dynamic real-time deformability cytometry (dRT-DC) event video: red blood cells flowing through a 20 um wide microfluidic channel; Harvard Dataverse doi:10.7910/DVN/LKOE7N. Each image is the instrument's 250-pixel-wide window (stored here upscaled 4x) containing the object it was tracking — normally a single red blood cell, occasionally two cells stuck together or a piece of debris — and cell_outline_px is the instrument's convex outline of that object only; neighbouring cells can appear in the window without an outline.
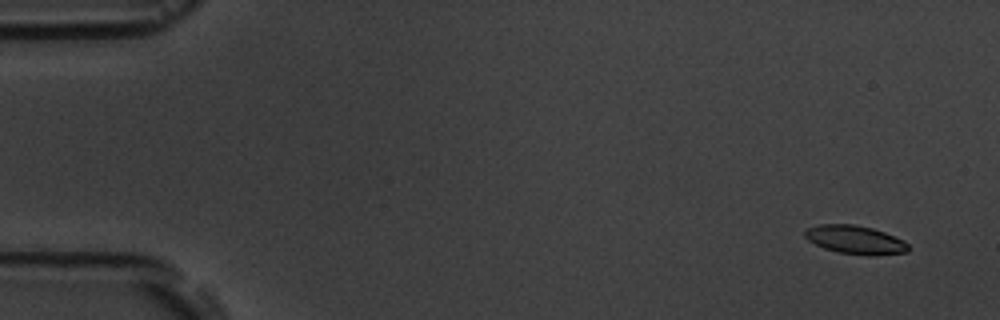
{"species": "common noctule bat (a hibernating species)", "species_latin": "Nyctalus noctula", "temperature_condition": "room temperature", "stored_images_in_passage": 5, "camera_frame_rate_fps": 3000, "um_per_image_px": 0.085, "animal": {"sex": "male", "body_mass_g": 19.5, "forearm_length_mm": 54.6}, "frame": {"image": 1, "passage_image": 1, "time_ms": 0.0, "image_size_px": [1000, 320], "cell_outline_px": [[908, 252], [876, 256], [868, 256], [836, 252], [824, 248], [808, 240], [804, 236], [804, 232], [808, 228], [820, 224], [852, 224], [872, 228], [884, 232], [904, 240], [908, 244]], "centroid_in_image_um": [72.71, 20.39], "position_along_channel_um": 12.3, "area_um2": 17.28}}